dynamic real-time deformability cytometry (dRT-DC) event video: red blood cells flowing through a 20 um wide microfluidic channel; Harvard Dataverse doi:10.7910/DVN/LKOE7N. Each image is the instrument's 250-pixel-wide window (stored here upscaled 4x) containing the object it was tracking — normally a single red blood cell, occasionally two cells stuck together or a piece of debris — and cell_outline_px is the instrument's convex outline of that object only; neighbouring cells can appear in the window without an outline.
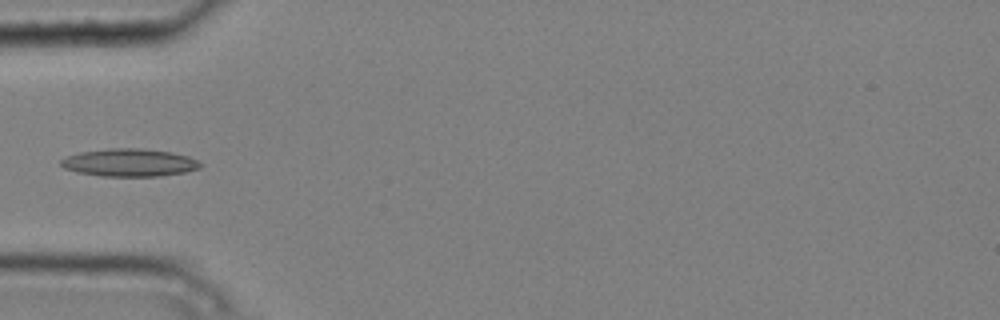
{"species": "common noctule bat (a hibernating species)", "species_latin": "Nyctalus noctula", "temperature_condition": "cold", "stored_images_in_passage": 5, "camera_frame_rate_fps": 3000, "um_per_image_px": 0.085, "animal": {"sex": "male", "body_mass_g": 20.4}, "frame": {"image": 1, "passage_image": 5, "time_ms": 1.333, "image_size_px": [1000, 320], "cell_outline_px": [[204, 164], [200, 168], [184, 172], [160, 176], [100, 176], [76, 172], [64, 168], [60, 164], [60, 160], [68, 156], [80, 152], [108, 148], [136, 148], [172, 152], [188, 156]], "centroid_in_image_um": [11.0, 13.82], "position_along_channel_um": 74.0, "area_um2": 22.54}}